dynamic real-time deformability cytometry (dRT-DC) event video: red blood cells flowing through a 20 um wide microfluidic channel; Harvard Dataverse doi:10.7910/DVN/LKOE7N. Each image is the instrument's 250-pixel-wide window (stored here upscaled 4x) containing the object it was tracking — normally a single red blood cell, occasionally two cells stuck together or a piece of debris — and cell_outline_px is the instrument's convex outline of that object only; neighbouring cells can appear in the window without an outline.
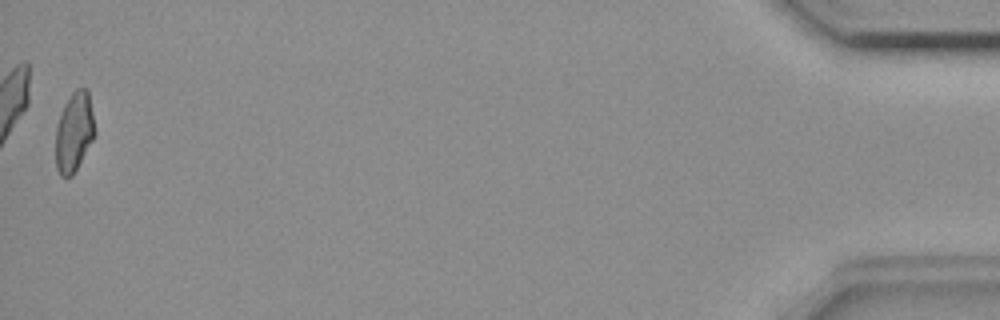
{"species": "common noctule bat (a hibernating species)", "species_latin": "Nyctalus noctula", "temperature_condition": "room temperature", "stored_images_in_passage": 39, "camera_frame_rate_fps": 3000, "um_per_image_px": 0.085, "animal": {"sex": "female", "body_mass_g": 18.4}, "frame": {"image": 1, "passage_image": 39, "time_ms": 12.667, "image_size_px": [1000, 320], "cell_outline_px": [[96, 132], [92, 140], [72, 176], [60, 176], [56, 168], [56, 128], [64, 104], [72, 92], [76, 88], [88, 88]], "centroid_in_image_um": [6.3, 11.19], "position_along_channel_um": 428.9, "area_um2": 18.03}, "authors_computed_cell_mechanics": {"area_um2": 18.6116, "velocity_mm_per_s": 3.6477, "shape_relaxation_time_tau1_ms": null, "shape_relaxation_time_tau2_ms": 2.0841, "deformation_change_tau1": null, "deformation_change_tau2": 0.0738}}